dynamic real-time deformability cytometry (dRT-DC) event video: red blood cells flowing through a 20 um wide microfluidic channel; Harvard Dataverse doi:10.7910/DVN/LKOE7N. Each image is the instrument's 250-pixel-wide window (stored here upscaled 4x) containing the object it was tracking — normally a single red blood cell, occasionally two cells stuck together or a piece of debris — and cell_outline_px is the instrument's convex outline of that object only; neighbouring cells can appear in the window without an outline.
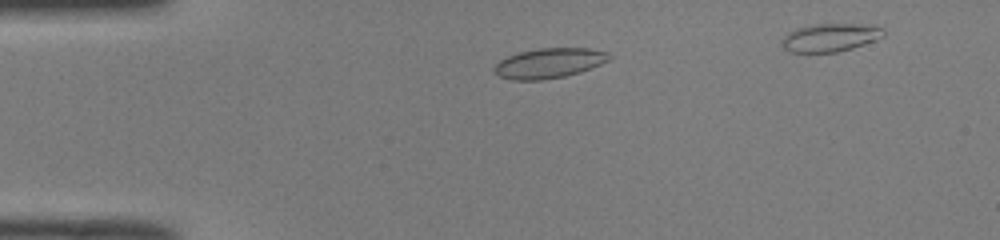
{"species": "common noctule bat (a hibernating species)", "species_latin": "Nyctalus noctula", "temperature_condition": "room temperature", "stored_images_in_passage": 41, "camera_frame_rate_fps": 3000, "um_per_image_px": 0.085, "animal": {"sex": "male", "body_mass_g": 19.0, "forearm_length_mm": 50.8}, "frame": {"image": 1, "passage_image": 7, "time_ms": 2.0, "image_size_px": [1000, 240], "cell_outline_px": [[612, 56], [608, 60], [600, 64], [580, 72], [564, 76], [544, 80], [512, 80], [500, 76], [492, 68], [500, 60], [508, 56], [520, 52], [540, 48], [588, 48], [608, 52]], "centroid_in_image_um": [46.68, 5.37], "position_along_channel_um": 38.3, "area_um2": 19.94}}
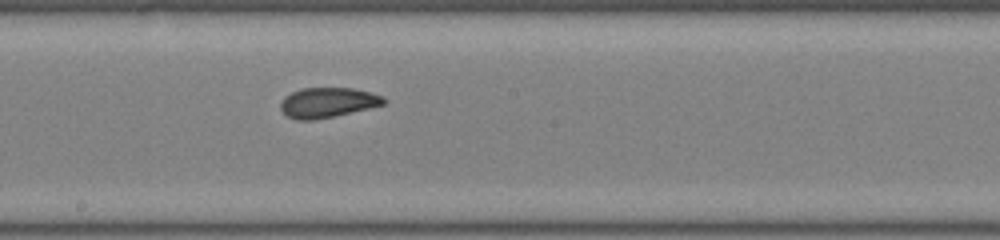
{"frame": {"image": 2, "passage_image": 23, "time_ms": 7.333, "image_size_px": [1000, 240], "cell_outline_px": [[388, 100], [384, 104], [368, 108], [332, 116], [312, 120], [296, 120], [288, 116], [280, 108], [280, 104], [284, 96], [300, 88], [352, 88], [372, 92], [384, 96]], "centroid_in_image_um": [27.86, 8.7], "position_along_channel_um": 220.3, "area_um2": 17.98}}
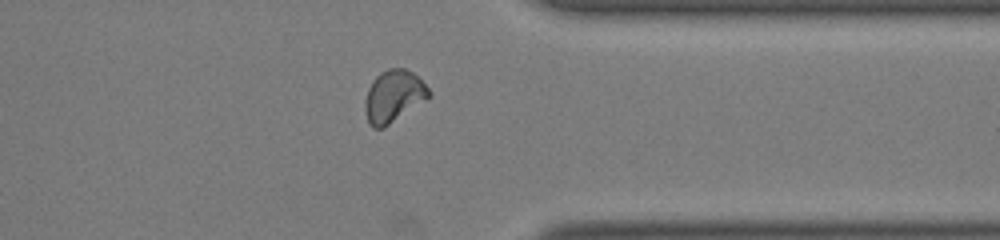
{"frame": {"image": 3, "passage_image": 35, "time_ms": 11.333, "image_size_px": [1000, 240], "cell_outline_px": [[432, 92], [428, 96], [384, 128], [372, 128], [368, 124], [364, 112], [364, 104], [368, 88], [372, 80], [380, 72], [388, 68], [404, 68], [412, 72]], "centroid_in_image_um": [33.38, 8.18], "position_along_channel_um": 378.0, "area_um2": 19.07}}